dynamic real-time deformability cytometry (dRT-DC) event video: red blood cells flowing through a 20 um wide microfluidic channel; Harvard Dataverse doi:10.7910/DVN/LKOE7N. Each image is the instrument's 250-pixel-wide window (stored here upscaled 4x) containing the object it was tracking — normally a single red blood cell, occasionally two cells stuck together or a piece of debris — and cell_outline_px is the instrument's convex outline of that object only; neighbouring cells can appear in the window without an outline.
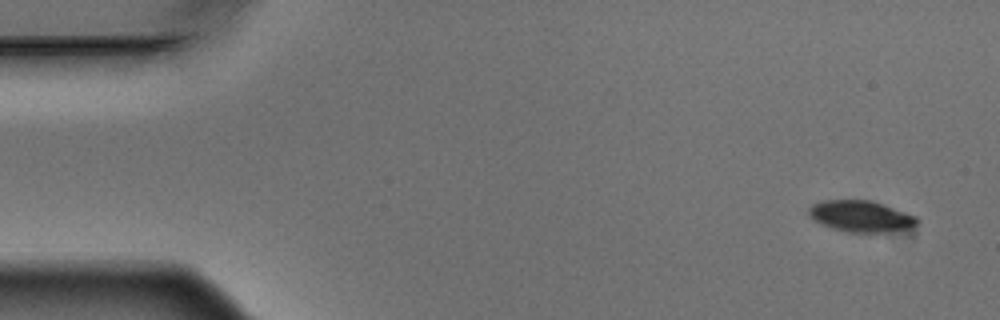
{"species": "Egyptian fruit bat (a non-hibernating species)", "species_latin": "Rousettus aegyptiacus", "temperature_condition": "warm", "stored_images_in_passage": 9, "camera_frame_rate_fps": 3000, "um_per_image_px": 0.085, "animal": {"sex": "male"}, "frame": {"image": 1, "passage_image": 1, "time_ms": 0.0, "image_size_px": [1000, 320], "cell_outline_px": [[920, 220], [912, 228], [884, 232], [848, 232], [832, 228], [820, 224], [812, 220], [808, 216], [808, 208], [812, 204], [824, 200], [872, 200], [916, 216]], "centroid_in_image_um": [73.14, 18.38], "position_along_channel_um": 11.9, "area_um2": 19.88}}
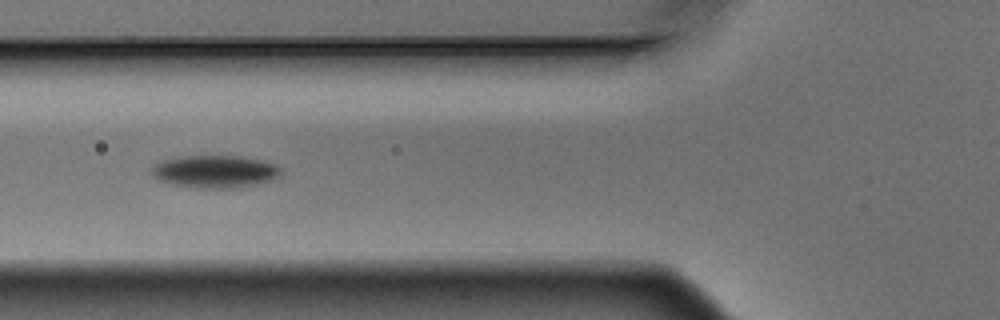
{"frame": {"image": 2, "passage_image": 6, "time_ms": 1.667, "image_size_px": [1000, 320], "cell_outline_px": [[280, 176], [272, 180], [240, 188], [196, 188], [172, 184], [156, 180], [148, 172], [148, 168], [160, 160], [184, 156], [240, 156], [264, 160], [276, 164], [280, 168]], "centroid_in_image_um": [18.21, 14.58], "position_along_channel_um": 107.6, "area_um2": 25.09}}
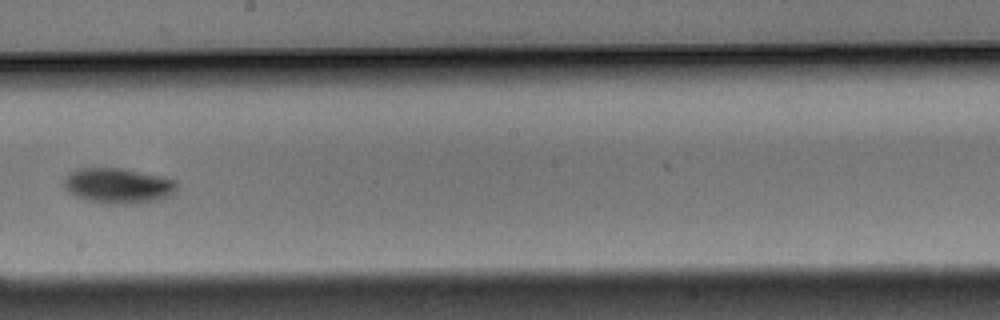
{"frame": {"image": 3, "passage_image": 9, "time_ms": 2.667, "image_size_px": [1000, 320], "cell_outline_px": [[180, 184], [176, 192], [168, 196], [156, 200], [136, 204], [108, 204], [84, 200], [68, 192], [64, 188], [64, 180], [68, 172], [76, 168], [124, 168], [176, 180]], "centroid_in_image_um": [10.03, 15.79], "position_along_channel_um": 238.2, "area_um2": 23.64}}